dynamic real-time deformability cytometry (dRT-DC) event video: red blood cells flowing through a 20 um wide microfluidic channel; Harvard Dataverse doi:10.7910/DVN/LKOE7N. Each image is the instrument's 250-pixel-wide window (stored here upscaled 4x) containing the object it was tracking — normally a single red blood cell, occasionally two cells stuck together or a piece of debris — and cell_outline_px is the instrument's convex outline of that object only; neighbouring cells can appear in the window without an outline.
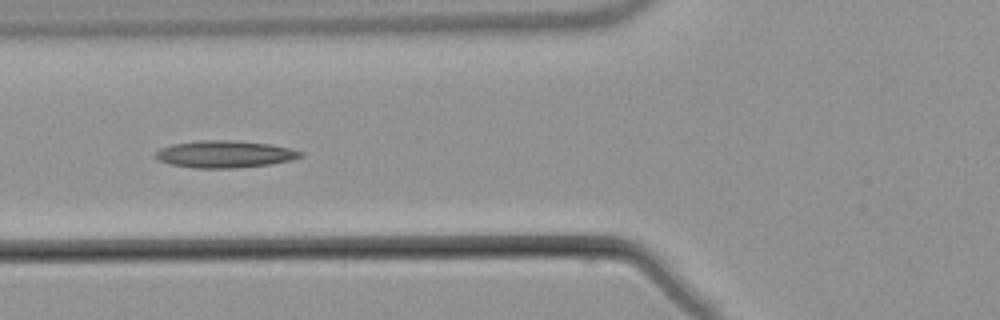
{"species": "common noctule bat (a hibernating species)", "species_latin": "Nyctalus noctula", "temperature_condition": "warm", "stored_images_in_passage": 5, "camera_frame_rate_fps": 3000, "um_per_image_px": 0.085, "animal": {"sex": "male", "body_mass_g": 21.5, "forearm_length_mm": 52.0}, "frame": {"image": 1, "passage_image": 4, "time_ms": 3.667, "image_size_px": [1000, 320], "cell_outline_px": [[304, 156], [292, 160], [272, 164], [232, 168], [192, 168], [172, 164], [156, 160], [152, 156], [160, 148], [172, 144], [200, 140], [232, 140], [272, 144], [292, 148], [304, 152]], "centroid_in_image_um": [19.12, 13.1], "position_along_channel_um": 106.7, "area_um2": 23.24}}
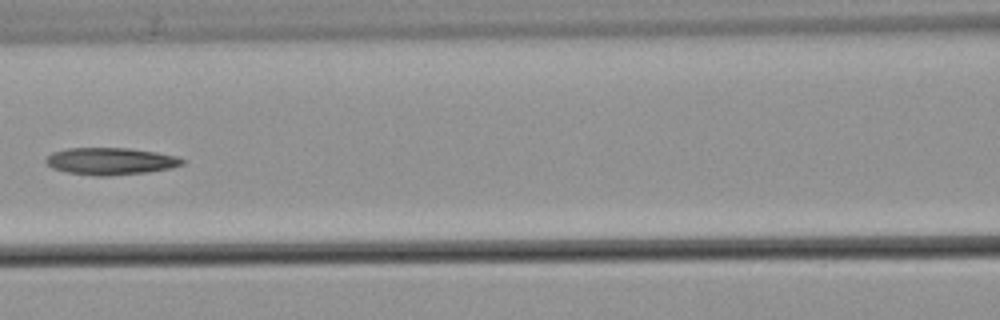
{"frame": {"image": 2, "passage_image": 5, "time_ms": 5.0, "image_size_px": [1000, 320], "cell_outline_px": [[184, 164], [168, 168], [144, 172], [108, 176], [96, 176], [68, 172], [52, 168], [44, 160], [52, 152], [68, 148], [128, 148], [156, 152], [176, 156], [184, 160]], "centroid_in_image_um": [9.36, 13.69], "position_along_channel_um": 157.2, "area_um2": 21.27}}